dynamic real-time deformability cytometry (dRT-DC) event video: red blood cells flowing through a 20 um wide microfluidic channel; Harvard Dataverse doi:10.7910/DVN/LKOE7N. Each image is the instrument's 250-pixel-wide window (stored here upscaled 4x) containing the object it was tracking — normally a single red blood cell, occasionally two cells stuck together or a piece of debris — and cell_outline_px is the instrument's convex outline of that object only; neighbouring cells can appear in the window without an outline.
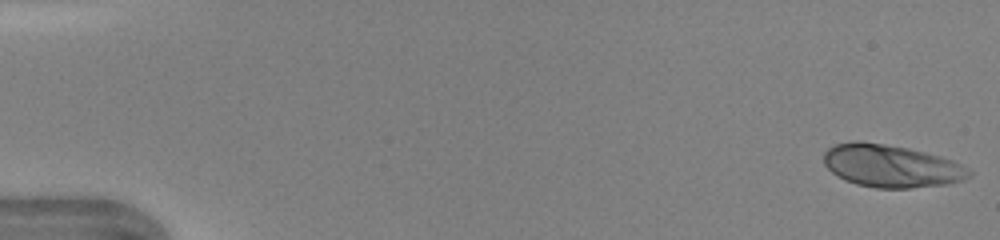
{"species": "human", "species_latin": "Homo sapiens", "temperature_condition": "warm", "stored_images_in_passage": 12, "camera_frame_rate_fps": 3000, "um_per_image_px": 0.085, "donor": {"sex": "female"}, "frame": {"image": 1, "passage_image": 1, "time_ms": 0.0, "image_size_px": [1000, 240], "cell_outline_px": [[972, 176], [964, 180], [948, 184], [908, 188], [876, 188], [856, 184], [844, 180], [836, 176], [824, 164], [824, 152], [828, 148], [836, 144], [852, 140], [860, 140], [908, 148], [940, 156], [952, 160], [968, 168], [972, 172]], "centroid_in_image_um": [75.75, 14.11], "position_along_channel_um": 9.3, "area_um2": 36.3}}